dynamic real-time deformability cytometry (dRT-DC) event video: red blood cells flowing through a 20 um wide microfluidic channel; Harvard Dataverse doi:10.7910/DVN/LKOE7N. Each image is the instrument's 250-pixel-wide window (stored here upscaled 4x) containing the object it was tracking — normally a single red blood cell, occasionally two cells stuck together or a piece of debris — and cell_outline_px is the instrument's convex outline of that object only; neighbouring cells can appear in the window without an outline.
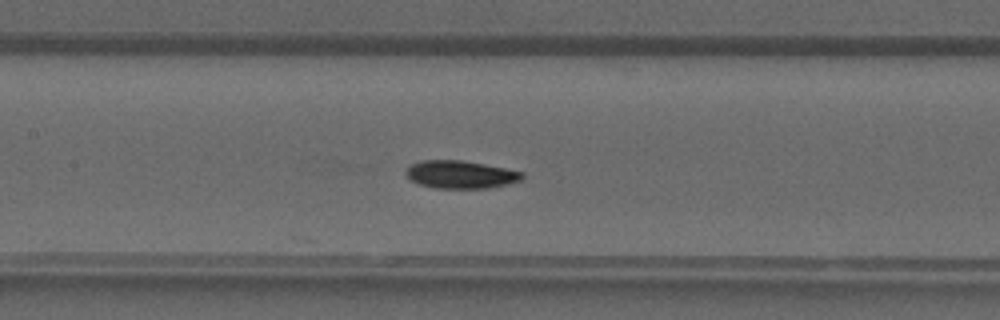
{"species": "common noctule bat (a hibernating species)", "species_latin": "Nyctalus noctula", "temperature_condition": "warm", "stored_images_in_passage": 22, "camera_frame_rate_fps": 3000, "um_per_image_px": 0.085, "animal": {"sex": "male", "forearm_length_mm": 52.5}, "frame": {"image": 1, "passage_image": 18, "time_ms": 5.667, "image_size_px": [1000, 320], "cell_outline_px": [[524, 176], [520, 180], [508, 184], [488, 188], [436, 188], [420, 184], [412, 180], [404, 172], [408, 164], [420, 160], [460, 160], [484, 164], [524, 172]], "centroid_in_image_um": [39.12, 14.82], "position_along_channel_um": 168.3, "area_um2": 18.84}}
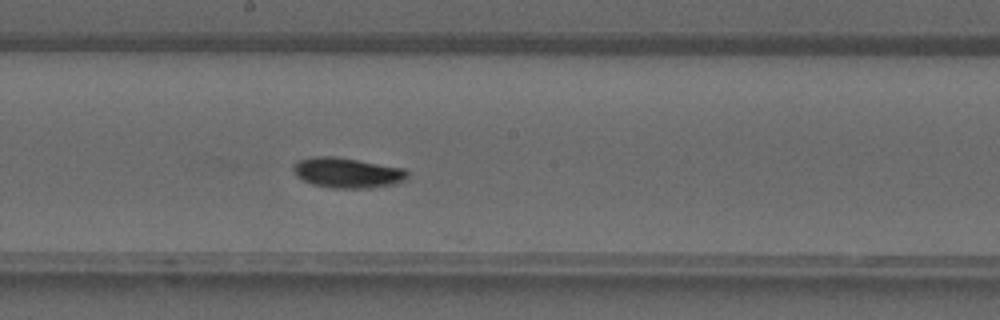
{"frame": {"image": 2, "passage_image": 21, "time_ms": 6.667, "image_size_px": [1000, 320], "cell_outline_px": [[408, 176], [404, 180], [396, 184], [372, 188], [332, 188], [312, 184], [296, 176], [292, 168], [300, 160], [312, 156], [332, 156], [404, 168], [408, 172]], "centroid_in_image_um": [29.53, 14.7], "position_along_channel_um": 218.7, "area_um2": 20.0}}